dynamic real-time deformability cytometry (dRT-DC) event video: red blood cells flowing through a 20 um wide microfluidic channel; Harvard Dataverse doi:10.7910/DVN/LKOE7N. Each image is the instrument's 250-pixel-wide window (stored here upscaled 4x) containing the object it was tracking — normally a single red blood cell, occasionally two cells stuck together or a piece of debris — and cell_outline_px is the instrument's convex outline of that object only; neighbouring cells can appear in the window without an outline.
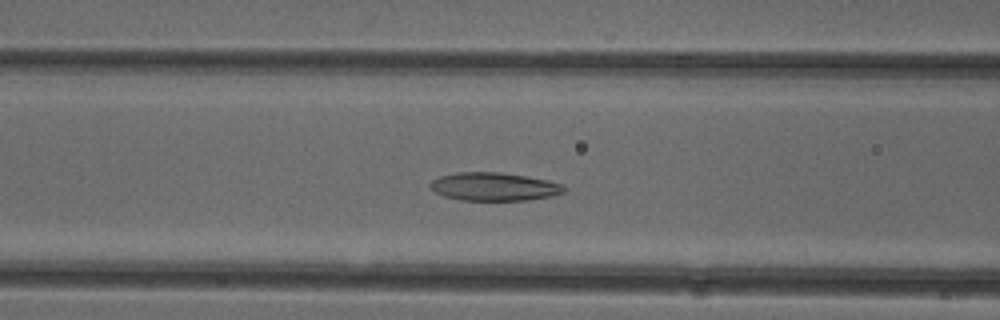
{"species": "common noctule bat (a hibernating species)", "species_latin": "Nyctalus noctula", "temperature_condition": "cold", "stored_images_in_passage": 37, "camera_frame_rate_fps": 3000, "um_per_image_px": 0.085, "animal": {"sex": "female"}, "frame": {"image": 1, "passage_image": 6, "time_ms": 1.667, "image_size_px": [1000, 320], "cell_outline_px": [[568, 188], [564, 192], [552, 196], [528, 200], [460, 200], [444, 196], [436, 192], [428, 184], [432, 180], [440, 176], [456, 172], [500, 172], [524, 176], [564, 184]], "centroid_in_image_um": [42.01, 15.86], "position_along_channel_um": 124.6, "area_um2": 21.96}}
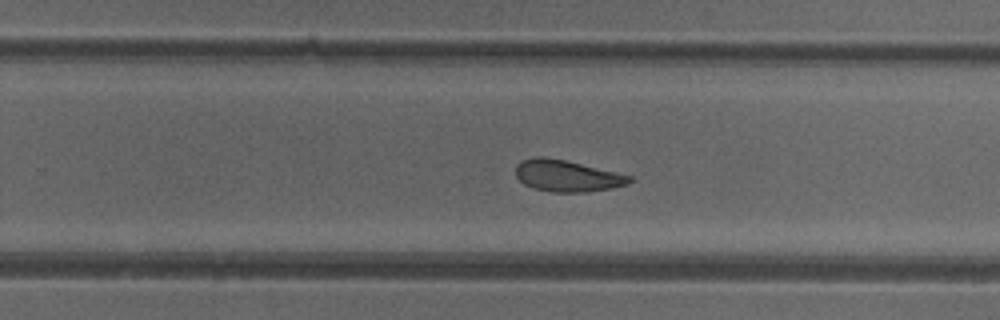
{"frame": {"image": 2, "passage_image": 18, "time_ms": 5.667, "image_size_px": [1000, 320], "cell_outline_px": [[632, 180], [628, 184], [612, 188], [588, 192], [552, 192], [532, 188], [524, 184], [516, 176], [516, 164], [520, 160], [536, 156], [544, 156], [568, 160], [632, 176]], "centroid_in_image_um": [48.18, 14.93], "position_along_channel_um": 281.6, "area_um2": 21.21}}
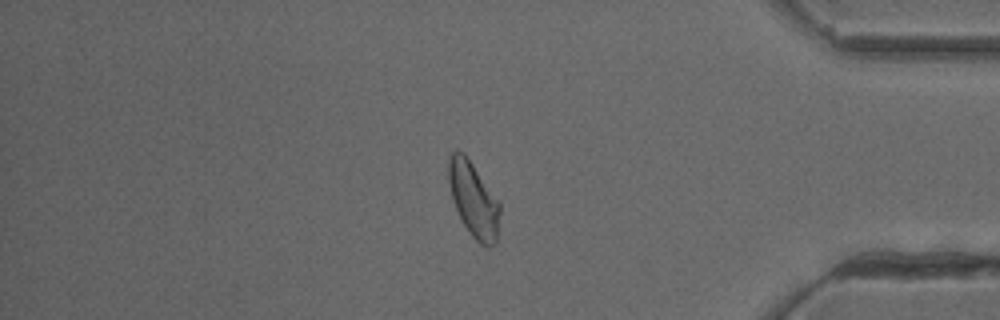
{"frame": {"image": 3, "passage_image": 29, "time_ms": 9.333, "image_size_px": [1000, 320], "cell_outline_px": [[500, 212], [496, 244], [488, 248], [480, 244], [472, 236], [464, 224], [456, 208], [452, 196], [448, 180], [448, 156], [456, 148], [464, 152], [500, 200]], "centroid_in_image_um": [40.27, 16.92], "position_along_channel_um": 394.9, "area_um2": 22.72}, "authors_computed_cell_mechanics": {"area_um2": 22.0218, "velocity_mm_per_s": 3.9264, "shape_relaxation_time_tau1_ms": 7.0286, "shape_relaxation_time_tau2_ms": 3.9071, "deformation_change_tau1": 0.1599, "deformation_change_tau2": 0.1029}}